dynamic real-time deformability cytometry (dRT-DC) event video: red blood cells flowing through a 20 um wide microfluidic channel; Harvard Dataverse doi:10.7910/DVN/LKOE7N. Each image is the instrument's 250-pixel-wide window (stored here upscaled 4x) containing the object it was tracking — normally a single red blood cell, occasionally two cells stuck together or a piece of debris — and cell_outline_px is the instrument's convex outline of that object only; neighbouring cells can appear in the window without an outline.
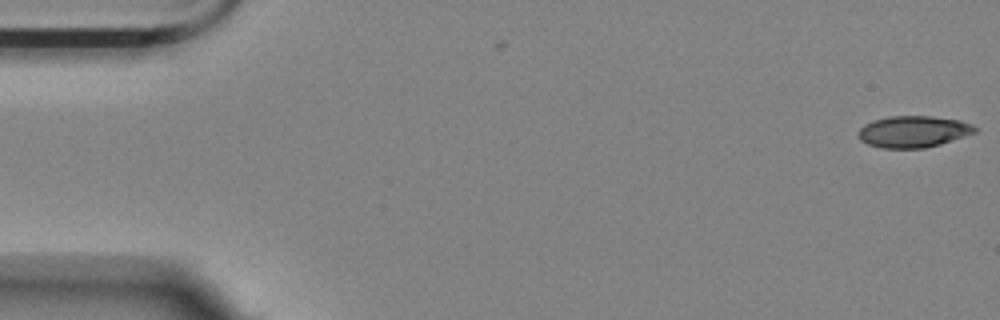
{"species": "Egyptian fruit bat (a non-hibernating species)", "species_latin": "Rousettus aegyptiacus", "temperature_condition": "room temperature", "stored_images_in_passage": 3, "camera_frame_rate_fps": 3000, "um_per_image_px": 0.085, "animal": {"sex": "female"}, "frame": {"image": 1, "passage_image": 3, "time_ms": 0.667, "image_size_px": [1000, 320], "cell_outline_px": [[976, 132], [940, 144], [924, 148], [880, 148], [868, 144], [860, 140], [856, 136], [856, 132], [864, 124], [872, 120], [888, 116], [932, 116], [960, 120], [972, 124], [976, 128]], "centroid_in_image_um": [77.57, 11.18], "position_along_channel_um": 7.4, "area_um2": 21.62}}